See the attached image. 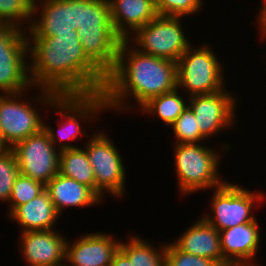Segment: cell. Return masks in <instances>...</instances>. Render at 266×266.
Listing matches in <instances>:
<instances>
[{
  "instance_id": "obj_1",
  "label": "cell",
  "mask_w": 266,
  "mask_h": 266,
  "mask_svg": "<svg viewBox=\"0 0 266 266\" xmlns=\"http://www.w3.org/2000/svg\"><path fill=\"white\" fill-rule=\"evenodd\" d=\"M27 42L32 86L59 95L103 92L107 76L84 53L77 30L53 37H27Z\"/></svg>"
},
{
  "instance_id": "obj_2",
  "label": "cell",
  "mask_w": 266,
  "mask_h": 266,
  "mask_svg": "<svg viewBox=\"0 0 266 266\" xmlns=\"http://www.w3.org/2000/svg\"><path fill=\"white\" fill-rule=\"evenodd\" d=\"M177 88V62L142 53L127 40H121L116 65L107 75L103 93L107 111L126 113L133 110L129 105L132 101H127L132 97L140 108L150 98Z\"/></svg>"
},
{
  "instance_id": "obj_3",
  "label": "cell",
  "mask_w": 266,
  "mask_h": 266,
  "mask_svg": "<svg viewBox=\"0 0 266 266\" xmlns=\"http://www.w3.org/2000/svg\"><path fill=\"white\" fill-rule=\"evenodd\" d=\"M78 35L86 56L107 76L117 62L121 38L115 33L108 0H84Z\"/></svg>"
},
{
  "instance_id": "obj_4",
  "label": "cell",
  "mask_w": 266,
  "mask_h": 266,
  "mask_svg": "<svg viewBox=\"0 0 266 266\" xmlns=\"http://www.w3.org/2000/svg\"><path fill=\"white\" fill-rule=\"evenodd\" d=\"M48 107L50 110L52 109V112L57 110L56 114L58 113L62 117V121L58 122V130L43 122V129L48 133L49 139L56 148L58 147L59 151L77 148L75 144H70L68 141L76 139L79 134L89 137L83 131L84 123L90 124L92 119V122L95 119L98 120L100 113L107 111L106 98L103 92L58 95Z\"/></svg>"
},
{
  "instance_id": "obj_5",
  "label": "cell",
  "mask_w": 266,
  "mask_h": 266,
  "mask_svg": "<svg viewBox=\"0 0 266 266\" xmlns=\"http://www.w3.org/2000/svg\"><path fill=\"white\" fill-rule=\"evenodd\" d=\"M174 165L179 193L187 196L200 190H213L226 181L221 179L220 151L201 143L174 144ZM223 180V181H222Z\"/></svg>"
},
{
  "instance_id": "obj_6",
  "label": "cell",
  "mask_w": 266,
  "mask_h": 266,
  "mask_svg": "<svg viewBox=\"0 0 266 266\" xmlns=\"http://www.w3.org/2000/svg\"><path fill=\"white\" fill-rule=\"evenodd\" d=\"M37 88L39 92L37 96L31 97L32 103L29 102L28 97L27 100L23 98L26 91L2 95L0 93V132L10 148L43 128L45 118L41 117V112L37 110L38 106L34 103L37 102L39 106L41 104L45 108L47 106L49 110L48 106L59 95L46 88Z\"/></svg>"
},
{
  "instance_id": "obj_7",
  "label": "cell",
  "mask_w": 266,
  "mask_h": 266,
  "mask_svg": "<svg viewBox=\"0 0 266 266\" xmlns=\"http://www.w3.org/2000/svg\"><path fill=\"white\" fill-rule=\"evenodd\" d=\"M217 54L209 44L192 45L177 61L178 89L186 95H202L219 92L225 88L224 69Z\"/></svg>"
},
{
  "instance_id": "obj_8",
  "label": "cell",
  "mask_w": 266,
  "mask_h": 266,
  "mask_svg": "<svg viewBox=\"0 0 266 266\" xmlns=\"http://www.w3.org/2000/svg\"><path fill=\"white\" fill-rule=\"evenodd\" d=\"M181 19L183 17L158 15L126 40L133 42L131 45L142 53L177 62L191 46Z\"/></svg>"
},
{
  "instance_id": "obj_9",
  "label": "cell",
  "mask_w": 266,
  "mask_h": 266,
  "mask_svg": "<svg viewBox=\"0 0 266 266\" xmlns=\"http://www.w3.org/2000/svg\"><path fill=\"white\" fill-rule=\"evenodd\" d=\"M28 42L25 30L0 24V93H20L32 86L29 77ZM27 58V59H26ZM28 89V90H27Z\"/></svg>"
},
{
  "instance_id": "obj_10",
  "label": "cell",
  "mask_w": 266,
  "mask_h": 266,
  "mask_svg": "<svg viewBox=\"0 0 266 266\" xmlns=\"http://www.w3.org/2000/svg\"><path fill=\"white\" fill-rule=\"evenodd\" d=\"M213 191L210 202L213 214L207 213L202 215V218L218 231L254 221L256 219L252 213L256 207L254 204L260 205L265 200V194H262L264 192H252L238 183H228V181Z\"/></svg>"
},
{
  "instance_id": "obj_11",
  "label": "cell",
  "mask_w": 266,
  "mask_h": 266,
  "mask_svg": "<svg viewBox=\"0 0 266 266\" xmlns=\"http://www.w3.org/2000/svg\"><path fill=\"white\" fill-rule=\"evenodd\" d=\"M87 143V144H86ZM85 143V150L96 180V194L103 200L111 196L122 198L125 194L126 174L122 155L117 145L104 132L98 131Z\"/></svg>"
},
{
  "instance_id": "obj_12",
  "label": "cell",
  "mask_w": 266,
  "mask_h": 266,
  "mask_svg": "<svg viewBox=\"0 0 266 266\" xmlns=\"http://www.w3.org/2000/svg\"><path fill=\"white\" fill-rule=\"evenodd\" d=\"M83 18L84 0H34L33 18L26 31L27 37L72 33L83 26Z\"/></svg>"
},
{
  "instance_id": "obj_13",
  "label": "cell",
  "mask_w": 266,
  "mask_h": 266,
  "mask_svg": "<svg viewBox=\"0 0 266 266\" xmlns=\"http://www.w3.org/2000/svg\"><path fill=\"white\" fill-rule=\"evenodd\" d=\"M11 149L17 159L19 174L46 185L59 173L60 151L43 128Z\"/></svg>"
},
{
  "instance_id": "obj_14",
  "label": "cell",
  "mask_w": 266,
  "mask_h": 266,
  "mask_svg": "<svg viewBox=\"0 0 266 266\" xmlns=\"http://www.w3.org/2000/svg\"><path fill=\"white\" fill-rule=\"evenodd\" d=\"M232 94L225 87L216 93L188 97V106L194 112L197 126L207 141L218 132L234 128L238 100Z\"/></svg>"
},
{
  "instance_id": "obj_15",
  "label": "cell",
  "mask_w": 266,
  "mask_h": 266,
  "mask_svg": "<svg viewBox=\"0 0 266 266\" xmlns=\"http://www.w3.org/2000/svg\"><path fill=\"white\" fill-rule=\"evenodd\" d=\"M115 238L97 232L83 234L74 243L67 239L64 266H111L121 242Z\"/></svg>"
},
{
  "instance_id": "obj_16",
  "label": "cell",
  "mask_w": 266,
  "mask_h": 266,
  "mask_svg": "<svg viewBox=\"0 0 266 266\" xmlns=\"http://www.w3.org/2000/svg\"><path fill=\"white\" fill-rule=\"evenodd\" d=\"M59 231L37 230L20 233V253L29 266H64L67 237Z\"/></svg>"
},
{
  "instance_id": "obj_17",
  "label": "cell",
  "mask_w": 266,
  "mask_h": 266,
  "mask_svg": "<svg viewBox=\"0 0 266 266\" xmlns=\"http://www.w3.org/2000/svg\"><path fill=\"white\" fill-rule=\"evenodd\" d=\"M257 219L232 228L219 231L223 259L228 264L257 266L254 258L260 245V231Z\"/></svg>"
},
{
  "instance_id": "obj_18",
  "label": "cell",
  "mask_w": 266,
  "mask_h": 266,
  "mask_svg": "<svg viewBox=\"0 0 266 266\" xmlns=\"http://www.w3.org/2000/svg\"><path fill=\"white\" fill-rule=\"evenodd\" d=\"M108 1L113 29L122 40L129 38L137 29L159 15L155 0Z\"/></svg>"
},
{
  "instance_id": "obj_19",
  "label": "cell",
  "mask_w": 266,
  "mask_h": 266,
  "mask_svg": "<svg viewBox=\"0 0 266 266\" xmlns=\"http://www.w3.org/2000/svg\"><path fill=\"white\" fill-rule=\"evenodd\" d=\"M174 241L173 244L185 253L212 259L220 266L228 264L223 259L219 231L202 217Z\"/></svg>"
},
{
  "instance_id": "obj_20",
  "label": "cell",
  "mask_w": 266,
  "mask_h": 266,
  "mask_svg": "<svg viewBox=\"0 0 266 266\" xmlns=\"http://www.w3.org/2000/svg\"><path fill=\"white\" fill-rule=\"evenodd\" d=\"M45 189L60 216L67 207L97 206L101 201H105L88 186L60 173L45 185Z\"/></svg>"
},
{
  "instance_id": "obj_21",
  "label": "cell",
  "mask_w": 266,
  "mask_h": 266,
  "mask_svg": "<svg viewBox=\"0 0 266 266\" xmlns=\"http://www.w3.org/2000/svg\"><path fill=\"white\" fill-rule=\"evenodd\" d=\"M59 216L46 189L26 204L17 206L8 215L9 220L20 225V232L53 230Z\"/></svg>"
},
{
  "instance_id": "obj_22",
  "label": "cell",
  "mask_w": 266,
  "mask_h": 266,
  "mask_svg": "<svg viewBox=\"0 0 266 266\" xmlns=\"http://www.w3.org/2000/svg\"><path fill=\"white\" fill-rule=\"evenodd\" d=\"M59 173L88 186L96 193V180L85 149L77 147L60 151Z\"/></svg>"
},
{
  "instance_id": "obj_23",
  "label": "cell",
  "mask_w": 266,
  "mask_h": 266,
  "mask_svg": "<svg viewBox=\"0 0 266 266\" xmlns=\"http://www.w3.org/2000/svg\"><path fill=\"white\" fill-rule=\"evenodd\" d=\"M179 90L177 88L172 92L150 98L140 107L139 112L156 115L169 128L188 106V99L184 100L186 97L183 98Z\"/></svg>"
},
{
  "instance_id": "obj_24",
  "label": "cell",
  "mask_w": 266,
  "mask_h": 266,
  "mask_svg": "<svg viewBox=\"0 0 266 266\" xmlns=\"http://www.w3.org/2000/svg\"><path fill=\"white\" fill-rule=\"evenodd\" d=\"M165 245L156 248L149 241L133 235L128 237L127 242L121 240L119 249L133 266H165Z\"/></svg>"
},
{
  "instance_id": "obj_25",
  "label": "cell",
  "mask_w": 266,
  "mask_h": 266,
  "mask_svg": "<svg viewBox=\"0 0 266 266\" xmlns=\"http://www.w3.org/2000/svg\"><path fill=\"white\" fill-rule=\"evenodd\" d=\"M33 2L34 0H0V24L27 31L32 23Z\"/></svg>"
},
{
  "instance_id": "obj_26",
  "label": "cell",
  "mask_w": 266,
  "mask_h": 266,
  "mask_svg": "<svg viewBox=\"0 0 266 266\" xmlns=\"http://www.w3.org/2000/svg\"><path fill=\"white\" fill-rule=\"evenodd\" d=\"M173 129L175 144L201 143L207 140L200 132L194 112L189 106L179 115L176 121L170 125Z\"/></svg>"
},
{
  "instance_id": "obj_27",
  "label": "cell",
  "mask_w": 266,
  "mask_h": 266,
  "mask_svg": "<svg viewBox=\"0 0 266 266\" xmlns=\"http://www.w3.org/2000/svg\"><path fill=\"white\" fill-rule=\"evenodd\" d=\"M45 190V185L39 181L33 180L32 178L18 174L15 179L12 194L9 199V215L17 206L26 204Z\"/></svg>"
},
{
  "instance_id": "obj_28",
  "label": "cell",
  "mask_w": 266,
  "mask_h": 266,
  "mask_svg": "<svg viewBox=\"0 0 266 266\" xmlns=\"http://www.w3.org/2000/svg\"><path fill=\"white\" fill-rule=\"evenodd\" d=\"M19 174L18 163L12 149L0 155V201L8 203Z\"/></svg>"
},
{
  "instance_id": "obj_29",
  "label": "cell",
  "mask_w": 266,
  "mask_h": 266,
  "mask_svg": "<svg viewBox=\"0 0 266 266\" xmlns=\"http://www.w3.org/2000/svg\"><path fill=\"white\" fill-rule=\"evenodd\" d=\"M159 15L183 17L202 11L203 0H155ZM203 2V3H202Z\"/></svg>"
},
{
  "instance_id": "obj_30",
  "label": "cell",
  "mask_w": 266,
  "mask_h": 266,
  "mask_svg": "<svg viewBox=\"0 0 266 266\" xmlns=\"http://www.w3.org/2000/svg\"><path fill=\"white\" fill-rule=\"evenodd\" d=\"M165 266H220L216 261L185 253L179 250L174 244L165 245Z\"/></svg>"
},
{
  "instance_id": "obj_31",
  "label": "cell",
  "mask_w": 266,
  "mask_h": 266,
  "mask_svg": "<svg viewBox=\"0 0 266 266\" xmlns=\"http://www.w3.org/2000/svg\"><path fill=\"white\" fill-rule=\"evenodd\" d=\"M261 5L262 6L258 10L259 11L257 16L258 20H256L255 23H258L256 25H259L258 31L259 34L261 35L260 40L263 41L264 39H266V0H264Z\"/></svg>"
},
{
  "instance_id": "obj_32",
  "label": "cell",
  "mask_w": 266,
  "mask_h": 266,
  "mask_svg": "<svg viewBox=\"0 0 266 266\" xmlns=\"http://www.w3.org/2000/svg\"><path fill=\"white\" fill-rule=\"evenodd\" d=\"M111 266H133L129 258L120 250L114 254Z\"/></svg>"
},
{
  "instance_id": "obj_33",
  "label": "cell",
  "mask_w": 266,
  "mask_h": 266,
  "mask_svg": "<svg viewBox=\"0 0 266 266\" xmlns=\"http://www.w3.org/2000/svg\"><path fill=\"white\" fill-rule=\"evenodd\" d=\"M11 148L9 147V145L4 141L2 134L0 132V155L6 153L7 151H9Z\"/></svg>"
},
{
  "instance_id": "obj_34",
  "label": "cell",
  "mask_w": 266,
  "mask_h": 266,
  "mask_svg": "<svg viewBox=\"0 0 266 266\" xmlns=\"http://www.w3.org/2000/svg\"><path fill=\"white\" fill-rule=\"evenodd\" d=\"M221 266H242L240 264H226V265H221Z\"/></svg>"
}]
</instances>
